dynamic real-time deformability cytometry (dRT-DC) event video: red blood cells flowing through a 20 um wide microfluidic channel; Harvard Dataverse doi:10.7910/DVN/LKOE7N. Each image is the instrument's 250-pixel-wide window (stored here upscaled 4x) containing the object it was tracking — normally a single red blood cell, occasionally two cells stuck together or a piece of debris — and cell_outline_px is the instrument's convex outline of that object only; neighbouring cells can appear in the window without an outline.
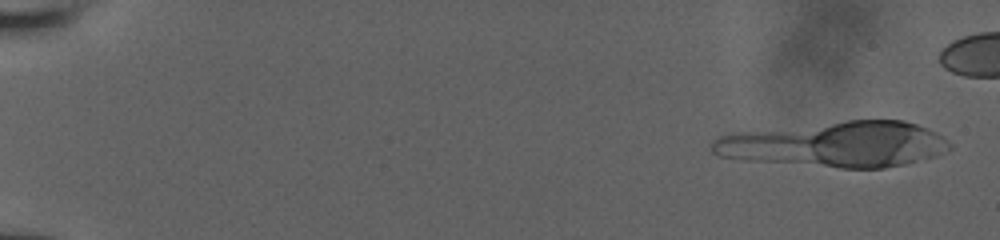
{"species": "human", "species_latin": "Homo sapiens", "temperature_condition": "room temperature", "stored_images_in_passage": 16, "camera_frame_rate_fps": 3000, "um_per_image_px": 0.085, "donor": {"sex": "male"}, "frame": {"image": 1, "passage_image": 1, "time_ms": 0.0, "image_size_px": [1000, 240], "cell_outline_px": [[952, 148], [932, 156], [904, 164], [884, 168], [840, 168], [744, 160], [720, 156], [712, 152], [712, 140], [728, 132], [848, 120], [904, 120], [928, 128], [944, 136], [952, 144]], "centroid_in_image_um": [71.0, 12.25], "position_along_channel_um": 14.0, "area_um2": 63.41}}
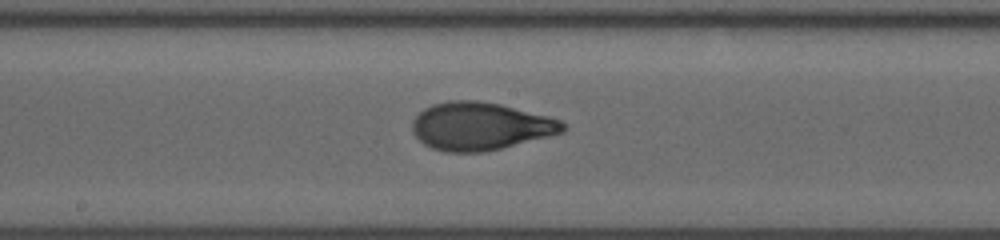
{"frame": {"image": 2, "passage_image": 16, "time_ms": 10.333, "image_size_px": [1000, 240], "cell_outline_px": [[564, 128], [560, 132], [548, 136], [484, 152], [444, 152], [432, 148], [424, 144], [412, 132], [412, 120], [424, 108], [432, 104], [448, 100], [476, 100], [500, 104], [548, 116], [560, 120], [564, 124]], "centroid_in_image_um": [40.76, 10.72], "position_along_channel_um": 207.4, "area_um2": 41.67}}